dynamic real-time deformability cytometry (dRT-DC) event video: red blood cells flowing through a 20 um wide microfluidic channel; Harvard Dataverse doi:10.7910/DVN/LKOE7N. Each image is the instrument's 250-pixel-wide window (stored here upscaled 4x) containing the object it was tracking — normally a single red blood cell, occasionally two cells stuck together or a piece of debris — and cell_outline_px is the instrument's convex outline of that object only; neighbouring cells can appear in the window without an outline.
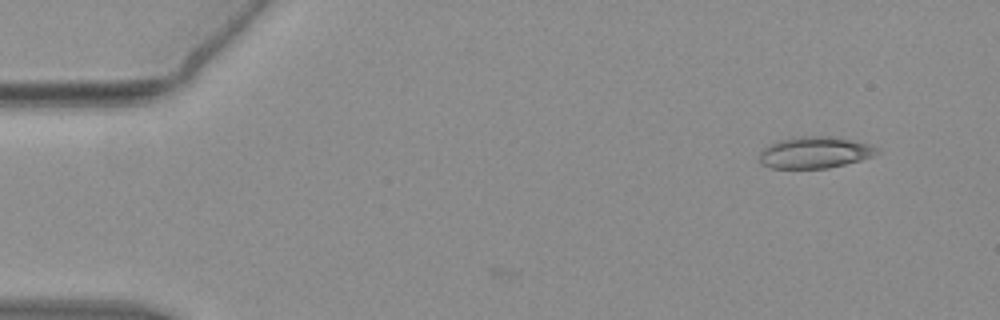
{"species": "common noctule bat (a hibernating species)", "species_latin": "Nyctalus noctula", "temperature_condition": "warm", "stored_images_in_passage": 2, "camera_frame_rate_fps": 3000, "um_per_image_px": 0.085, "animal": {"sex": "female", "body_mass_g": 19.3, "forearm_length_mm": 54.1}, "frame": {"image": 1, "passage_image": 2, "time_ms": 0.333, "image_size_px": [1000, 320], "cell_outline_px": [[880, 152], [872, 156], [860, 160], [828, 168], [772, 168], [760, 164], [756, 160], [760, 152], [764, 148], [776, 140], [792, 136], [828, 136], [852, 140], [868, 144], [880, 148]], "centroid_in_image_um": [69.2, 12.95], "position_along_channel_um": 15.8, "area_um2": 21.91}}